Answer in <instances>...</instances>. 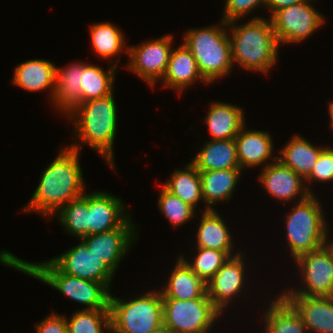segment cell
<instances>
[{"label": "cell", "mask_w": 333, "mask_h": 333, "mask_svg": "<svg viewBox=\"0 0 333 333\" xmlns=\"http://www.w3.org/2000/svg\"><path fill=\"white\" fill-rule=\"evenodd\" d=\"M79 147L80 142L60 149L55 160L43 171L25 211L51 218L61 207L85 193Z\"/></svg>", "instance_id": "obj_1"}, {"label": "cell", "mask_w": 333, "mask_h": 333, "mask_svg": "<svg viewBox=\"0 0 333 333\" xmlns=\"http://www.w3.org/2000/svg\"><path fill=\"white\" fill-rule=\"evenodd\" d=\"M0 262L57 289L70 299L84 304L82 310L109 309L110 290L100 282L89 281L61 272L50 260L26 262L9 251H1Z\"/></svg>", "instance_id": "obj_2"}, {"label": "cell", "mask_w": 333, "mask_h": 333, "mask_svg": "<svg viewBox=\"0 0 333 333\" xmlns=\"http://www.w3.org/2000/svg\"><path fill=\"white\" fill-rule=\"evenodd\" d=\"M236 22H229L227 27L232 33L229 37L233 65L267 74L276 64L279 47L270 18L258 16L240 25Z\"/></svg>", "instance_id": "obj_3"}, {"label": "cell", "mask_w": 333, "mask_h": 333, "mask_svg": "<svg viewBox=\"0 0 333 333\" xmlns=\"http://www.w3.org/2000/svg\"><path fill=\"white\" fill-rule=\"evenodd\" d=\"M114 92L80 103L67 117L72 121L77 139L98 152L115 169L113 146L117 130V108ZM78 134V135H77Z\"/></svg>", "instance_id": "obj_4"}, {"label": "cell", "mask_w": 333, "mask_h": 333, "mask_svg": "<svg viewBox=\"0 0 333 333\" xmlns=\"http://www.w3.org/2000/svg\"><path fill=\"white\" fill-rule=\"evenodd\" d=\"M226 27L228 23L221 20L217 26L189 29L183 35V43L208 84L226 77L233 70L231 40Z\"/></svg>", "instance_id": "obj_5"}, {"label": "cell", "mask_w": 333, "mask_h": 333, "mask_svg": "<svg viewBox=\"0 0 333 333\" xmlns=\"http://www.w3.org/2000/svg\"><path fill=\"white\" fill-rule=\"evenodd\" d=\"M309 195L297 201L285 219L288 248L294 261L303 254L317 250L328 243L330 237L324 210L319 199Z\"/></svg>", "instance_id": "obj_6"}, {"label": "cell", "mask_w": 333, "mask_h": 333, "mask_svg": "<svg viewBox=\"0 0 333 333\" xmlns=\"http://www.w3.org/2000/svg\"><path fill=\"white\" fill-rule=\"evenodd\" d=\"M111 333H149L163 325V303L160 290L139 297L119 299L110 295Z\"/></svg>", "instance_id": "obj_7"}, {"label": "cell", "mask_w": 333, "mask_h": 333, "mask_svg": "<svg viewBox=\"0 0 333 333\" xmlns=\"http://www.w3.org/2000/svg\"><path fill=\"white\" fill-rule=\"evenodd\" d=\"M163 324L176 333H207L222 313L210 298H162Z\"/></svg>", "instance_id": "obj_8"}, {"label": "cell", "mask_w": 333, "mask_h": 333, "mask_svg": "<svg viewBox=\"0 0 333 333\" xmlns=\"http://www.w3.org/2000/svg\"><path fill=\"white\" fill-rule=\"evenodd\" d=\"M303 287L289 288L281 296H333V251L328 244L303 254L295 261ZM303 276V277H302Z\"/></svg>", "instance_id": "obj_9"}, {"label": "cell", "mask_w": 333, "mask_h": 333, "mask_svg": "<svg viewBox=\"0 0 333 333\" xmlns=\"http://www.w3.org/2000/svg\"><path fill=\"white\" fill-rule=\"evenodd\" d=\"M311 1L284 7L270 17L279 46L303 42L324 24V16L316 11Z\"/></svg>", "instance_id": "obj_10"}, {"label": "cell", "mask_w": 333, "mask_h": 333, "mask_svg": "<svg viewBox=\"0 0 333 333\" xmlns=\"http://www.w3.org/2000/svg\"><path fill=\"white\" fill-rule=\"evenodd\" d=\"M173 36L164 35L158 39L149 40L137 46H129V62L127 69L139 76L147 84L154 87L162 81L167 70L169 57L173 48Z\"/></svg>", "instance_id": "obj_11"}, {"label": "cell", "mask_w": 333, "mask_h": 333, "mask_svg": "<svg viewBox=\"0 0 333 333\" xmlns=\"http://www.w3.org/2000/svg\"><path fill=\"white\" fill-rule=\"evenodd\" d=\"M50 261L65 274L103 283L110 290L115 273L93 255L82 241Z\"/></svg>", "instance_id": "obj_12"}, {"label": "cell", "mask_w": 333, "mask_h": 333, "mask_svg": "<svg viewBox=\"0 0 333 333\" xmlns=\"http://www.w3.org/2000/svg\"><path fill=\"white\" fill-rule=\"evenodd\" d=\"M122 199L111 193L95 191L88 194V235L119 227H135Z\"/></svg>", "instance_id": "obj_13"}, {"label": "cell", "mask_w": 333, "mask_h": 333, "mask_svg": "<svg viewBox=\"0 0 333 333\" xmlns=\"http://www.w3.org/2000/svg\"><path fill=\"white\" fill-rule=\"evenodd\" d=\"M244 255L240 252L229 257L217 273L206 283L207 295L213 305L224 313L230 306L235 296L245 287L246 264ZM233 298V299H232ZM232 300V301H231ZM230 303V305H228Z\"/></svg>", "instance_id": "obj_14"}, {"label": "cell", "mask_w": 333, "mask_h": 333, "mask_svg": "<svg viewBox=\"0 0 333 333\" xmlns=\"http://www.w3.org/2000/svg\"><path fill=\"white\" fill-rule=\"evenodd\" d=\"M258 178L264 189L283 203H290L296 196L299 202L313 194L309 184L304 185L305 180L278 159L265 166Z\"/></svg>", "instance_id": "obj_15"}, {"label": "cell", "mask_w": 333, "mask_h": 333, "mask_svg": "<svg viewBox=\"0 0 333 333\" xmlns=\"http://www.w3.org/2000/svg\"><path fill=\"white\" fill-rule=\"evenodd\" d=\"M136 227H119L103 233L91 234L80 240L89 251L103 261L114 273L126 256L130 247L136 242Z\"/></svg>", "instance_id": "obj_16"}, {"label": "cell", "mask_w": 333, "mask_h": 333, "mask_svg": "<svg viewBox=\"0 0 333 333\" xmlns=\"http://www.w3.org/2000/svg\"><path fill=\"white\" fill-rule=\"evenodd\" d=\"M300 315L308 333H333V296H282Z\"/></svg>", "instance_id": "obj_17"}, {"label": "cell", "mask_w": 333, "mask_h": 333, "mask_svg": "<svg viewBox=\"0 0 333 333\" xmlns=\"http://www.w3.org/2000/svg\"><path fill=\"white\" fill-rule=\"evenodd\" d=\"M244 128L245 126L234 138L236 143L237 159L242 170H244L243 168H253L254 166L256 167L260 165L264 168L268 165V163H272L268 161L270 158H274V160L278 159V156L273 154L274 144L269 132L247 130Z\"/></svg>", "instance_id": "obj_18"}, {"label": "cell", "mask_w": 333, "mask_h": 333, "mask_svg": "<svg viewBox=\"0 0 333 333\" xmlns=\"http://www.w3.org/2000/svg\"><path fill=\"white\" fill-rule=\"evenodd\" d=\"M207 84L199 72L195 58L187 46L182 43L177 48H172L167 70L163 77L162 83L165 87L177 90L181 94L184 89L190 86L197 80Z\"/></svg>", "instance_id": "obj_19"}, {"label": "cell", "mask_w": 333, "mask_h": 333, "mask_svg": "<svg viewBox=\"0 0 333 333\" xmlns=\"http://www.w3.org/2000/svg\"><path fill=\"white\" fill-rule=\"evenodd\" d=\"M84 63L74 62L67 67H56L53 106L68 115L81 103V79Z\"/></svg>", "instance_id": "obj_20"}, {"label": "cell", "mask_w": 333, "mask_h": 333, "mask_svg": "<svg viewBox=\"0 0 333 333\" xmlns=\"http://www.w3.org/2000/svg\"><path fill=\"white\" fill-rule=\"evenodd\" d=\"M176 262L168 277L169 280L163 286L164 289H160L162 298L180 300L209 298L206 282L194 273L181 257Z\"/></svg>", "instance_id": "obj_21"}, {"label": "cell", "mask_w": 333, "mask_h": 333, "mask_svg": "<svg viewBox=\"0 0 333 333\" xmlns=\"http://www.w3.org/2000/svg\"><path fill=\"white\" fill-rule=\"evenodd\" d=\"M210 105L205 122L211 133V140L234 139L245 126L242 107L221 101Z\"/></svg>", "instance_id": "obj_22"}, {"label": "cell", "mask_w": 333, "mask_h": 333, "mask_svg": "<svg viewBox=\"0 0 333 333\" xmlns=\"http://www.w3.org/2000/svg\"><path fill=\"white\" fill-rule=\"evenodd\" d=\"M56 64L45 59H32L16 66L12 82L29 92L51 89V102L55 87Z\"/></svg>", "instance_id": "obj_23"}, {"label": "cell", "mask_w": 333, "mask_h": 333, "mask_svg": "<svg viewBox=\"0 0 333 333\" xmlns=\"http://www.w3.org/2000/svg\"><path fill=\"white\" fill-rule=\"evenodd\" d=\"M241 172V168L199 171L206 210L214 209L212 205H216L219 201L231 199L233 191H236L237 182L240 181Z\"/></svg>", "instance_id": "obj_24"}, {"label": "cell", "mask_w": 333, "mask_h": 333, "mask_svg": "<svg viewBox=\"0 0 333 333\" xmlns=\"http://www.w3.org/2000/svg\"><path fill=\"white\" fill-rule=\"evenodd\" d=\"M198 171L240 168L235 139L210 140L191 160Z\"/></svg>", "instance_id": "obj_25"}, {"label": "cell", "mask_w": 333, "mask_h": 333, "mask_svg": "<svg viewBox=\"0 0 333 333\" xmlns=\"http://www.w3.org/2000/svg\"><path fill=\"white\" fill-rule=\"evenodd\" d=\"M324 148L322 146L316 147L306 138L295 134L285 147L280 149L282 156L278 157V160L306 181L310 177L312 168Z\"/></svg>", "instance_id": "obj_26"}, {"label": "cell", "mask_w": 333, "mask_h": 333, "mask_svg": "<svg viewBox=\"0 0 333 333\" xmlns=\"http://www.w3.org/2000/svg\"><path fill=\"white\" fill-rule=\"evenodd\" d=\"M215 209L202 212L199 227L197 228L196 247L232 251V235L221 215Z\"/></svg>", "instance_id": "obj_27"}, {"label": "cell", "mask_w": 333, "mask_h": 333, "mask_svg": "<svg viewBox=\"0 0 333 333\" xmlns=\"http://www.w3.org/2000/svg\"><path fill=\"white\" fill-rule=\"evenodd\" d=\"M264 322L266 333H308L300 315L281 295L266 309Z\"/></svg>", "instance_id": "obj_28"}, {"label": "cell", "mask_w": 333, "mask_h": 333, "mask_svg": "<svg viewBox=\"0 0 333 333\" xmlns=\"http://www.w3.org/2000/svg\"><path fill=\"white\" fill-rule=\"evenodd\" d=\"M163 187L194 209L200 200L203 201L201 176L192 162L184 169L175 170Z\"/></svg>", "instance_id": "obj_29"}, {"label": "cell", "mask_w": 333, "mask_h": 333, "mask_svg": "<svg viewBox=\"0 0 333 333\" xmlns=\"http://www.w3.org/2000/svg\"><path fill=\"white\" fill-rule=\"evenodd\" d=\"M113 62L107 71L99 66L85 62L84 72L81 79V103L97 98H103L111 93L114 89V75L117 69L119 59ZM87 63V64H86Z\"/></svg>", "instance_id": "obj_30"}, {"label": "cell", "mask_w": 333, "mask_h": 333, "mask_svg": "<svg viewBox=\"0 0 333 333\" xmlns=\"http://www.w3.org/2000/svg\"><path fill=\"white\" fill-rule=\"evenodd\" d=\"M92 50L103 59H112L125 50L126 40L122 31L109 22L94 23L90 26Z\"/></svg>", "instance_id": "obj_31"}, {"label": "cell", "mask_w": 333, "mask_h": 333, "mask_svg": "<svg viewBox=\"0 0 333 333\" xmlns=\"http://www.w3.org/2000/svg\"><path fill=\"white\" fill-rule=\"evenodd\" d=\"M55 214L62 227L78 239L88 236V194L70 201Z\"/></svg>", "instance_id": "obj_32"}, {"label": "cell", "mask_w": 333, "mask_h": 333, "mask_svg": "<svg viewBox=\"0 0 333 333\" xmlns=\"http://www.w3.org/2000/svg\"><path fill=\"white\" fill-rule=\"evenodd\" d=\"M68 333H110L109 309L78 310L71 318H66ZM104 328V329H103Z\"/></svg>", "instance_id": "obj_33"}, {"label": "cell", "mask_w": 333, "mask_h": 333, "mask_svg": "<svg viewBox=\"0 0 333 333\" xmlns=\"http://www.w3.org/2000/svg\"><path fill=\"white\" fill-rule=\"evenodd\" d=\"M196 248L197 255L193 258L195 260L190 262V260L187 261L183 255H180V257L191 268V270L206 283L217 273L229 257L239 253L236 252L233 254V251H220L200 247Z\"/></svg>", "instance_id": "obj_34"}, {"label": "cell", "mask_w": 333, "mask_h": 333, "mask_svg": "<svg viewBox=\"0 0 333 333\" xmlns=\"http://www.w3.org/2000/svg\"><path fill=\"white\" fill-rule=\"evenodd\" d=\"M160 212L166 216V219L174 226H180L189 222L195 214V209L182 201L179 197L171 194L164 187L158 199Z\"/></svg>", "instance_id": "obj_35"}, {"label": "cell", "mask_w": 333, "mask_h": 333, "mask_svg": "<svg viewBox=\"0 0 333 333\" xmlns=\"http://www.w3.org/2000/svg\"><path fill=\"white\" fill-rule=\"evenodd\" d=\"M260 6H266V0H226L222 20L227 23L240 20Z\"/></svg>", "instance_id": "obj_36"}, {"label": "cell", "mask_w": 333, "mask_h": 333, "mask_svg": "<svg viewBox=\"0 0 333 333\" xmlns=\"http://www.w3.org/2000/svg\"><path fill=\"white\" fill-rule=\"evenodd\" d=\"M329 182L333 181V148L325 147L317 159L316 164L312 168L310 177L305 181L309 182Z\"/></svg>", "instance_id": "obj_37"}, {"label": "cell", "mask_w": 333, "mask_h": 333, "mask_svg": "<svg viewBox=\"0 0 333 333\" xmlns=\"http://www.w3.org/2000/svg\"><path fill=\"white\" fill-rule=\"evenodd\" d=\"M37 333H68L65 316L52 312L40 323H36Z\"/></svg>", "instance_id": "obj_38"}, {"label": "cell", "mask_w": 333, "mask_h": 333, "mask_svg": "<svg viewBox=\"0 0 333 333\" xmlns=\"http://www.w3.org/2000/svg\"><path fill=\"white\" fill-rule=\"evenodd\" d=\"M304 1H307V0H266V6L265 8L267 7L269 12L271 11V15L270 17L275 13L277 12L278 10L284 8V7H289L291 5H294V4H298V3H301V2H304Z\"/></svg>", "instance_id": "obj_39"}, {"label": "cell", "mask_w": 333, "mask_h": 333, "mask_svg": "<svg viewBox=\"0 0 333 333\" xmlns=\"http://www.w3.org/2000/svg\"><path fill=\"white\" fill-rule=\"evenodd\" d=\"M149 333H176L171 328L166 327L164 324L161 325L159 328L155 329L154 331H151Z\"/></svg>", "instance_id": "obj_40"}, {"label": "cell", "mask_w": 333, "mask_h": 333, "mask_svg": "<svg viewBox=\"0 0 333 333\" xmlns=\"http://www.w3.org/2000/svg\"><path fill=\"white\" fill-rule=\"evenodd\" d=\"M328 110H329L328 114H329L330 119H333V100L328 105Z\"/></svg>", "instance_id": "obj_41"}, {"label": "cell", "mask_w": 333, "mask_h": 333, "mask_svg": "<svg viewBox=\"0 0 333 333\" xmlns=\"http://www.w3.org/2000/svg\"><path fill=\"white\" fill-rule=\"evenodd\" d=\"M330 241H331V242H330V243L328 242L327 244L331 247V249H332V251H333V242H332L333 240H330Z\"/></svg>", "instance_id": "obj_42"}, {"label": "cell", "mask_w": 333, "mask_h": 333, "mask_svg": "<svg viewBox=\"0 0 333 333\" xmlns=\"http://www.w3.org/2000/svg\"><path fill=\"white\" fill-rule=\"evenodd\" d=\"M330 126L333 128V119H330Z\"/></svg>", "instance_id": "obj_43"}]
</instances>
